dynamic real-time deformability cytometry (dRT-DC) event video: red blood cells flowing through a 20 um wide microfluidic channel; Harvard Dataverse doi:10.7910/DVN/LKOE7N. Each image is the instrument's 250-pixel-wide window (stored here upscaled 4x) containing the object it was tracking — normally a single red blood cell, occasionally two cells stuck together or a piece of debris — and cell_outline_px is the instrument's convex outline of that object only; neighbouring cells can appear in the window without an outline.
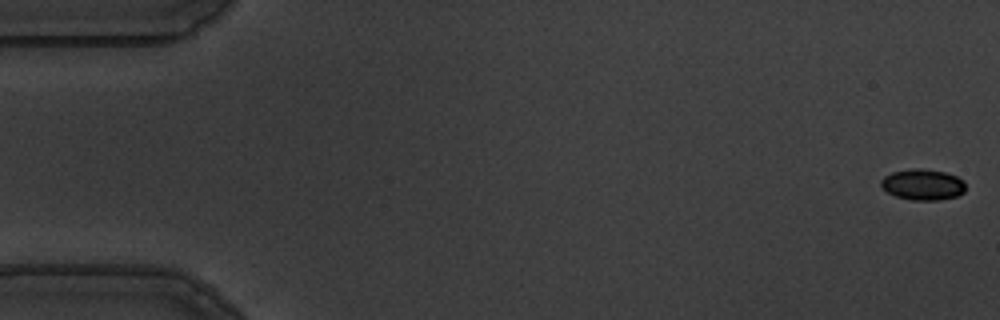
{"species": "common noctule bat (a hibernating species)", "species_latin": "Nyctalus noctula", "temperature_condition": "warm", "stored_images_in_passage": 56, "camera_frame_rate_fps": 3000, "um_per_image_px": 0.085, "animal": {"sex": "male", "body_mass_g": 19.5, "forearm_length_mm": 54.6}, "frame": {"image": 1, "passage_image": 1, "time_ms": 0.0, "image_size_px": [1000, 320], "cell_outline_px": [[964, 192], [956, 196], [940, 200], [912, 200], [896, 196], [888, 192], [880, 184], [880, 180], [884, 176], [892, 172], [912, 168], [920, 168], [944, 172], [956, 176], [964, 180]], "centroid_in_image_um": [78.43, 15.68], "position_along_channel_um": 6.6, "area_um2": 15.2}}
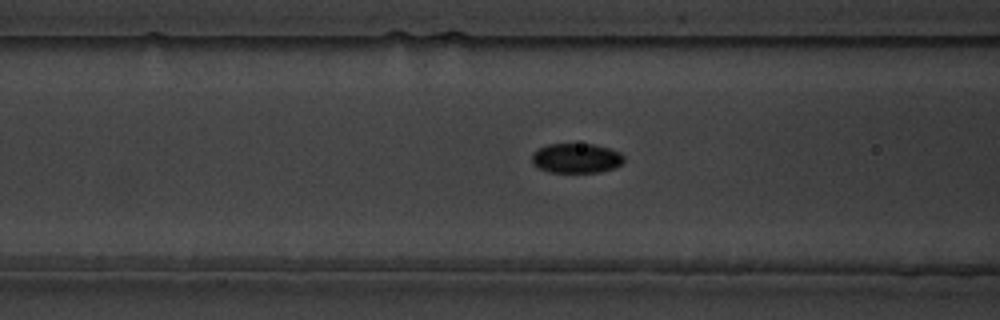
{"frame": {"image": 2, "passage_image": 22, "time_ms": 7.0, "image_size_px": [1000, 320], "cell_outline_px": [[624, 160], [616, 168], [600, 172], [548, 172], [532, 164], [532, 152], [548, 144], [596, 144], [620, 152], [624, 156]], "centroid_in_image_um": [48.99, 13.45], "position_along_channel_um": 117.6, "area_um2": 16.01}}
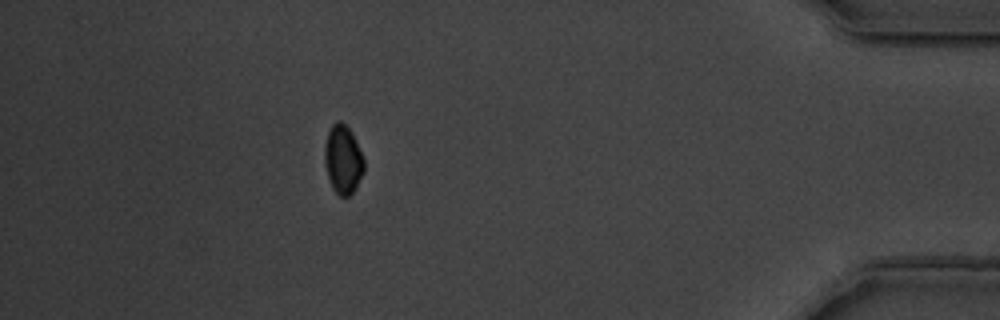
{"frame": {"image": 3, "passage_image": 50, "time_ms": 16.333, "image_size_px": [1000, 320], "cell_outline_px": [[364, 172], [356, 188], [348, 196], [340, 196], [332, 188], [324, 164], [324, 144], [328, 132], [332, 124], [336, 120], [340, 120], [352, 132], [364, 156]], "centroid_in_image_um": [29.16, 13.54], "position_along_channel_um": 406.0, "area_um2": 16.01}, "authors_computed_cell_mechanics": {"area_um2": 16.0106, "velocity_mm_per_s": 3.6291, "shape_relaxation_time_tau1_ms": 4.18, "shape_relaxation_time_tau2_ms": null, "deformation_change_tau1": 0.0835, "deformation_change_tau2": null}}